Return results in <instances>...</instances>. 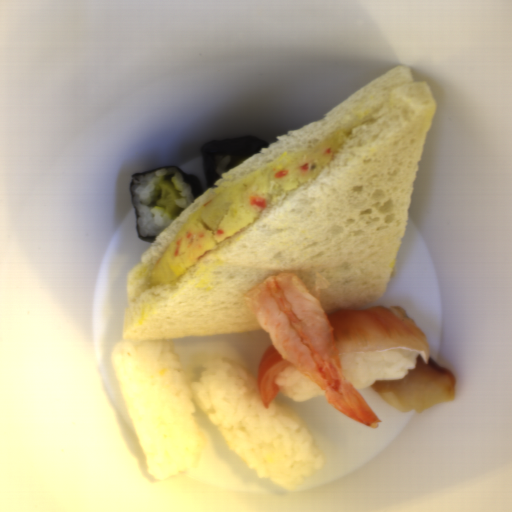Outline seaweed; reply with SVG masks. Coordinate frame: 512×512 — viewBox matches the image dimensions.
<instances>
[{"label": "seaweed", "instance_id": "obj_1", "mask_svg": "<svg viewBox=\"0 0 512 512\" xmlns=\"http://www.w3.org/2000/svg\"><path fill=\"white\" fill-rule=\"evenodd\" d=\"M271 146L268 142L253 136H243L224 141H211L200 147L202 154V167L207 188H213L221 177L216 173L215 157L230 155L231 160L226 166V171L247 161L262 148Z\"/></svg>", "mask_w": 512, "mask_h": 512}, {"label": "seaweed", "instance_id": "obj_2", "mask_svg": "<svg viewBox=\"0 0 512 512\" xmlns=\"http://www.w3.org/2000/svg\"><path fill=\"white\" fill-rule=\"evenodd\" d=\"M164 168H172V169L178 170L180 172V174L182 175L183 181L186 182L189 186L190 193H191L194 201L203 194L202 184L198 177H196L195 175L185 174L183 170H181L178 167L172 166V165L154 169V170H150V171H146V172H142V173H134L131 177L130 186H129V190H130V194H131L130 202L135 210V226H136L137 235H138V238L141 239L143 242H151V243L155 242L157 236H151V235L150 236H142V235H140L138 223H137V220L139 219V212L132 202L133 195H134V190L132 188L133 182H134L135 177H139V176H142V175H145V174L157 171V170H161Z\"/></svg>", "mask_w": 512, "mask_h": 512}]
</instances>
